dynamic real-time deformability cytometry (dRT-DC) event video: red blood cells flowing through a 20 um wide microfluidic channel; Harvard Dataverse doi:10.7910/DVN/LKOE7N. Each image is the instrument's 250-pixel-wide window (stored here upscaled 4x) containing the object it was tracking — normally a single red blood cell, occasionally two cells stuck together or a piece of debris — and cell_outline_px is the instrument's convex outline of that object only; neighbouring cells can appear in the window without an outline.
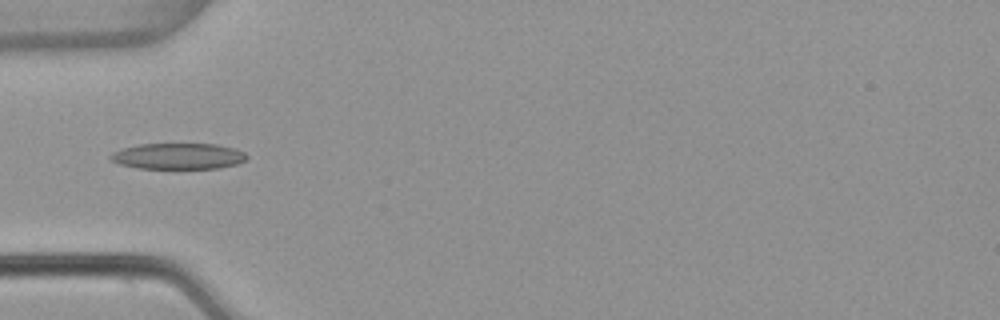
{"species": "common noctule bat (a hibernating species)", "species_latin": "Nyctalus noctula", "temperature_condition": "warm", "stored_images_in_passage": 4, "camera_frame_rate_fps": 3000, "um_per_image_px": 0.085, "animal": {"sex": "female", "body_mass_g": 22.7, "forearm_length_mm": 54.2}, "frame": {"image": 1, "passage_image": 2, "time_ms": 0.333, "image_size_px": [1000, 320], "cell_outline_px": [[248, 156], [244, 160], [236, 164], [220, 168], [140, 168], [120, 164], [112, 160], [108, 156], [112, 152], [124, 148], [140, 144], [216, 144], [236, 148], [244, 152]], "centroid_in_image_um": [15.17, 13.27], "position_along_channel_um": 69.8, "area_um2": 20.52}}
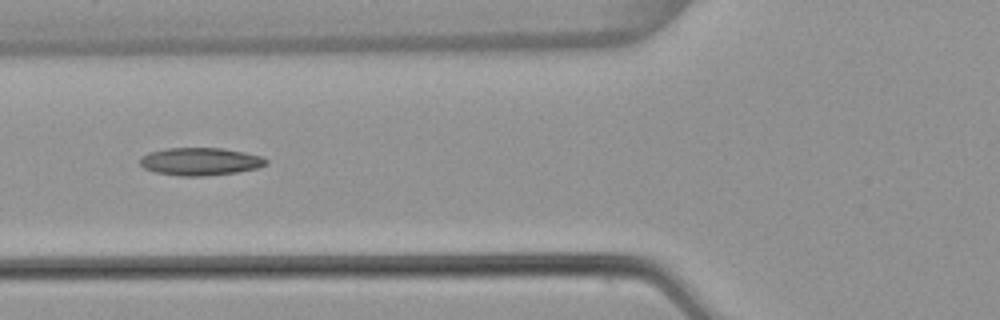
{"frame": {"image": 2, "passage_image": 3, "time_ms": 0.667, "image_size_px": [1000, 320], "cell_outline_px": [[268, 164], [260, 168], [236, 172], [204, 176], [180, 176], [156, 172], [144, 168], [140, 164], [140, 156], [148, 152], [168, 148], [224, 148], [264, 156], [268, 160]], "centroid_in_image_um": [17.06, 13.72], "position_along_channel_um": 108.7, "area_um2": 20.58}}
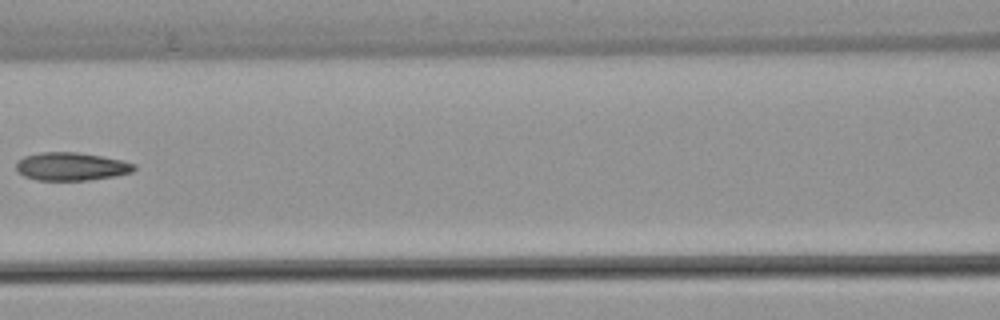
{"frame": {"image": 3, "passage_image": 4, "time_ms": 1.0, "image_size_px": [1000, 320], "cell_outline_px": [[136, 168], [132, 172], [116, 176], [88, 180], [36, 180], [24, 176], [16, 168], [16, 160], [24, 156], [40, 152], [76, 152], [100, 156], [120, 160], [136, 164]], "centroid_in_image_um": [6.04, 14.15], "position_along_channel_um": 160.6, "area_um2": 19.31}}